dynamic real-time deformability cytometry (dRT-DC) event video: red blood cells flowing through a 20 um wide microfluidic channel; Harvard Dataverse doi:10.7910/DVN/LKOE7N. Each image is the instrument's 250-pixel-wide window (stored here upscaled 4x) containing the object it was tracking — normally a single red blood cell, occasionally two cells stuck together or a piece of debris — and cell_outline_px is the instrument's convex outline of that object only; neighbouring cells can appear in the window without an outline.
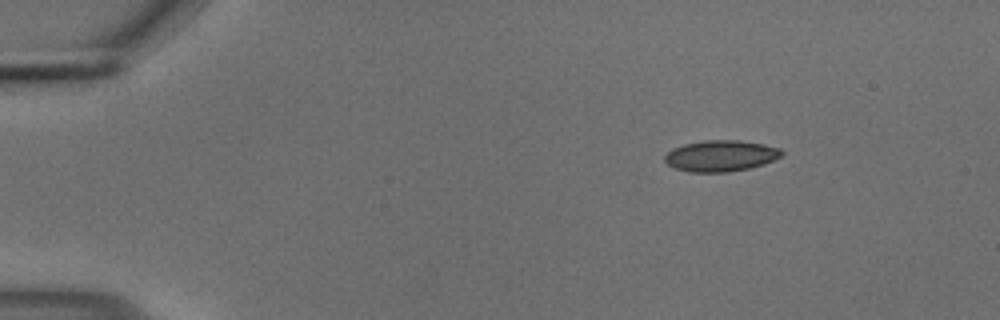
{"species": "common noctule bat (a hibernating species)", "species_latin": "Nyctalus noctula", "temperature_condition": "cold", "stored_images_in_passage": 48, "camera_frame_rate_fps": 3000, "um_per_image_px": 0.085, "animal": {"sex": "male", "body_mass_g": 18.8}, "frame": {"image": 1, "passage_image": 1, "time_ms": 0.0, "image_size_px": [1000, 320], "cell_outline_px": [[784, 152], [780, 156], [764, 164], [748, 168], [728, 172], [688, 172], [676, 168], [668, 164], [664, 160], [664, 156], [672, 148], [684, 144], [704, 140], [740, 140], [764, 144], [780, 148]], "centroid_in_image_um": [61.25, 13.24], "position_along_channel_um": 23.7, "area_um2": 21.21}}
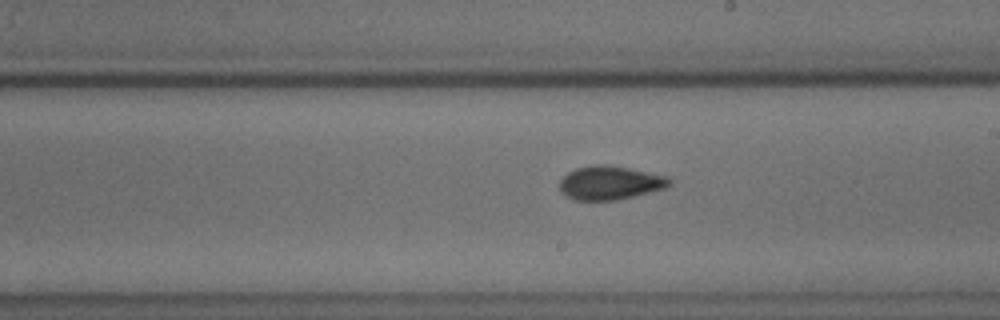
{"frame": {"image": 2, "passage_image": 25, "time_ms": 8.0, "image_size_px": [1000, 320], "cell_outline_px": [[672, 184], [664, 188], [616, 200], [576, 200], [560, 192], [560, 180], [568, 172], [576, 168], [592, 164], [608, 164], [668, 176], [672, 180]], "centroid_in_image_um": [51.84, 15.52], "position_along_channel_um": 237.2, "area_um2": 21.5}}
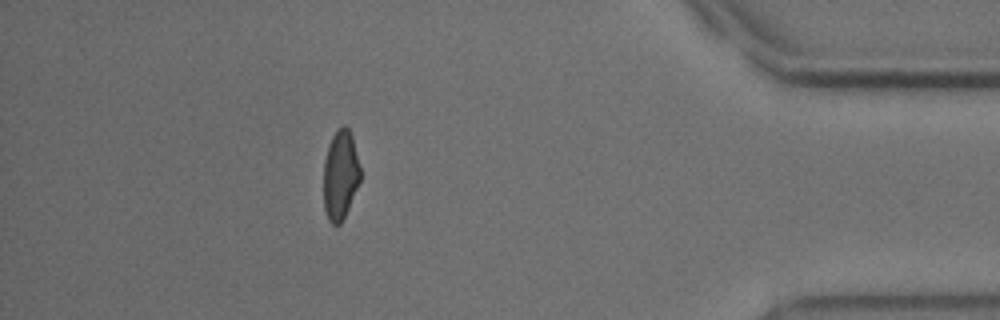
{"frame": {"image": 3, "passage_image": 42, "time_ms": 13.667, "image_size_px": [1000, 320], "cell_outline_px": [[360, 180], [348, 208], [340, 224], [336, 228], [328, 220], [324, 208], [324, 160], [328, 144], [332, 136], [344, 124], [348, 128], [352, 136], [360, 168]], "centroid_in_image_um": [28.92, 14.89], "position_along_channel_um": 406.3, "area_um2": 19.02}, "authors_computed_cell_mechanics": {"area_um2": 20.6924, "velocity_mm_per_s": 3.7071, "shape_relaxation_time_tau1_ms": 6.4242, "shape_relaxation_time_tau2_ms": 1.7551, "deformation_change_tau1": 0.121, "deformation_change_tau2": 0.0734}}